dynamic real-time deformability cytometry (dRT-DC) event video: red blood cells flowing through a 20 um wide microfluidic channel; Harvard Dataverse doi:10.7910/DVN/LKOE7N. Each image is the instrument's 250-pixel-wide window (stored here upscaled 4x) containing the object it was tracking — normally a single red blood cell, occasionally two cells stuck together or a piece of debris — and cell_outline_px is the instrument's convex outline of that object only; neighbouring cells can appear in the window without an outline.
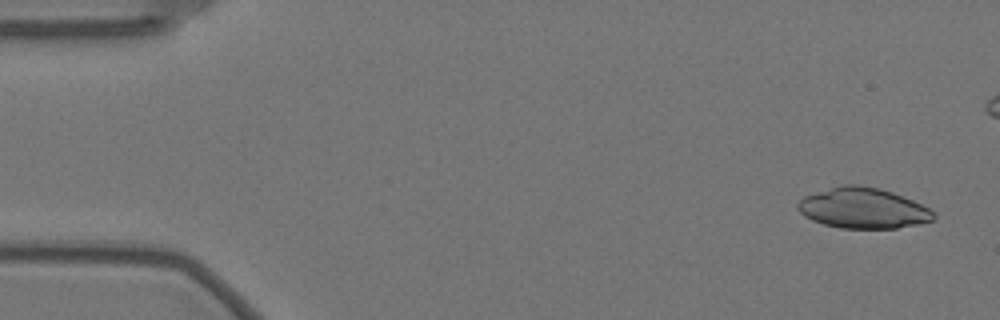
{"species": "Egyptian fruit bat (a non-hibernating species)", "species_latin": "Rousettus aegyptiacus", "temperature_condition": "warm", "stored_images_in_passage": 50, "camera_frame_rate_fps": 3000, "um_per_image_px": 0.085, "animal": {"sex": "female"}, "frame": {"image": 1, "passage_image": 3, "time_ms": 0.667, "image_size_px": [1000, 320], "cell_outline_px": [[936, 216], [932, 220], [916, 224], [896, 228], [840, 228], [824, 224], [812, 220], [804, 216], [796, 208], [796, 204], [804, 196], [816, 192], [844, 184], [856, 184], [880, 188], [892, 192], [912, 200], [928, 208]], "centroid_in_image_um": [73.31, 17.69], "position_along_channel_um": 11.7, "area_um2": 31.85}}